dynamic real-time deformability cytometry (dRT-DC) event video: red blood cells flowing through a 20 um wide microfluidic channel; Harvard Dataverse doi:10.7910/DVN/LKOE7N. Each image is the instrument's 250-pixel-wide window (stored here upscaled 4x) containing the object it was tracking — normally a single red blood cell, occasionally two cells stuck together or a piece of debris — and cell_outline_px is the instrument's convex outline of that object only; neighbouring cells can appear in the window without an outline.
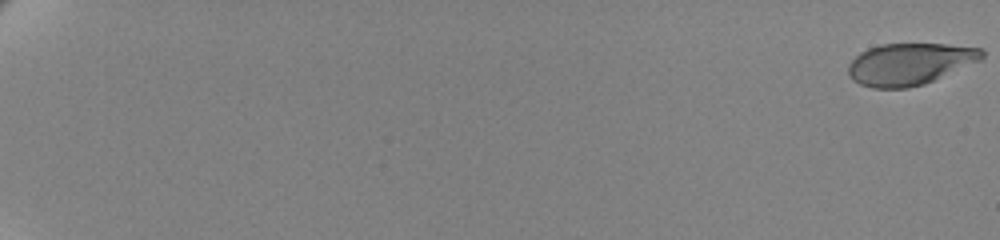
{"species": "human", "species_latin": "Homo sapiens", "temperature_condition": "cold", "stored_images_in_passage": 63, "camera_frame_rate_fps": 3000, "um_per_image_px": 0.085, "donor": {"sex": "female"}, "frame": {"image": 1, "passage_image": 1, "time_ms": 0.0, "image_size_px": [1000, 240], "cell_outline_px": [[984, 56], [980, 60], [924, 84], [908, 88], [872, 88], [860, 84], [852, 80], [848, 76], [848, 64], [860, 52], [868, 48], [880, 44], [944, 44], [980, 48], [984, 52]], "centroid_in_image_um": [77.27, 5.44], "position_along_channel_um": 7.7, "area_um2": 32.43}}
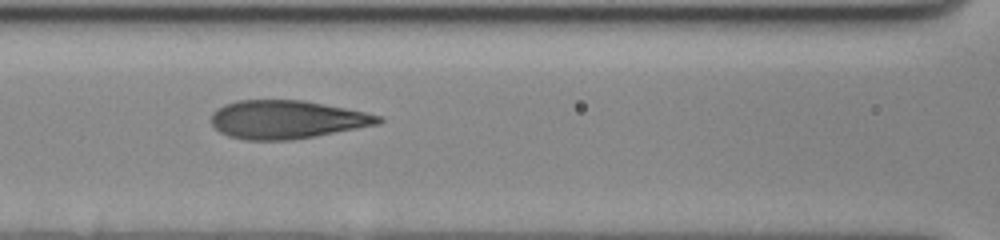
{"frame": {"image": 2, "passage_image": 33, "time_ms": 10.667, "image_size_px": [1000, 240], "cell_outline_px": [[384, 120], [380, 124], [292, 140], [244, 140], [228, 136], [220, 132], [212, 124], [212, 112], [224, 104], [236, 100], [304, 100], [364, 112], [380, 116]], "centroid_in_image_um": [24.35, 10.16], "position_along_channel_um": 142.2, "area_um2": 37.22}}
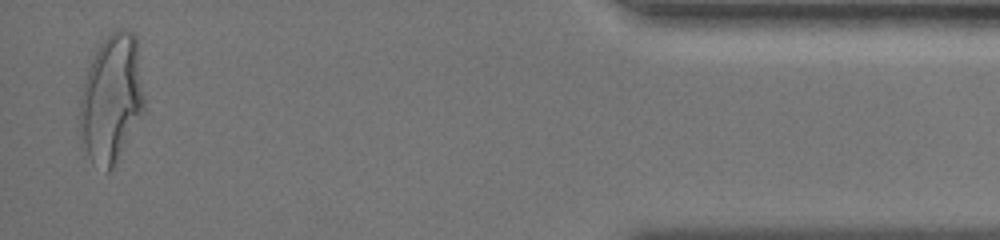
{"frame": {"image": 3, "passage_image": 62, "time_ms": 20.333, "image_size_px": [1000, 240], "cell_outline_px": [[144, 108], [112, 168], [108, 172], [92, 164], [88, 156], [80, 132], [80, 96], [84, 80], [88, 68], [100, 44], [116, 28], [120, 28], [132, 32], [136, 36], [144, 96]], "centroid_in_image_um": [9.46, 8.36], "position_along_channel_um": 425.7, "area_um2": 47.28}, "authors_computed_cell_mechanics": {"area_um2": 36.992, "velocity_mm_per_s": 3.4813, "shape_relaxation_time_tau1_ms": 4.595, "shape_relaxation_time_tau2_ms": null, "deformation_change_tau1": 0.2018, "deformation_change_tau2": null}}